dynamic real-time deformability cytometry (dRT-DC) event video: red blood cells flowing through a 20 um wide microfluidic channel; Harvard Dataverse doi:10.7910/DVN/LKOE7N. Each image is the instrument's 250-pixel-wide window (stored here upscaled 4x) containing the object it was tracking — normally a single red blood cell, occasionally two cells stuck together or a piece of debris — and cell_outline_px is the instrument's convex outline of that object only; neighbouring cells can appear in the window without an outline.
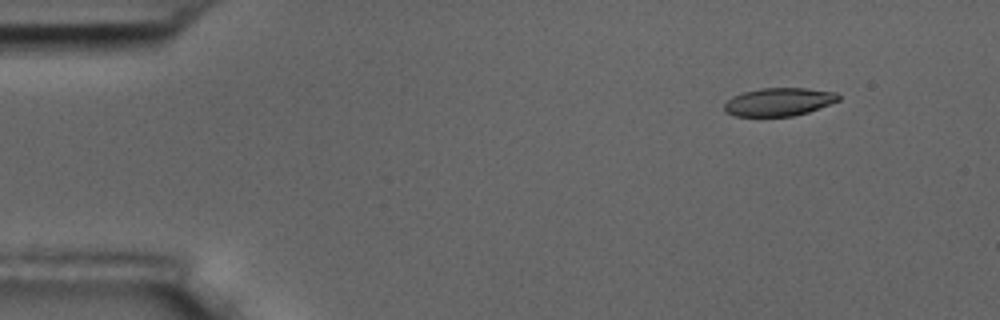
{"species": "common noctule bat (a hibernating species)", "species_latin": "Nyctalus noctula", "temperature_condition": "room temperature", "stored_images_in_passage": 4, "camera_frame_rate_fps": 3000, "um_per_image_px": 0.085, "animal": {"sex": "male", "body_mass_g": 17.5, "forearm_length_mm": 52.3}, "frame": {"image": 1, "passage_image": 2, "time_ms": 1.333, "image_size_px": [1000, 320], "cell_outline_px": [[840, 100], [808, 112], [792, 116], [736, 116], [728, 112], [724, 108], [724, 104], [732, 96], [744, 92], [760, 88], [808, 88], [836, 92], [840, 96]], "centroid_in_image_um": [66.23, 8.65], "position_along_channel_um": 18.8, "area_um2": 18.61}}
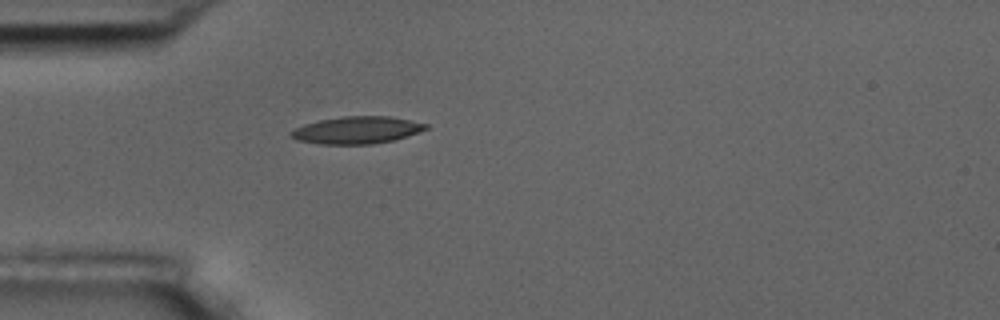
{"frame": {"image": 2, "passage_image": 4, "time_ms": 4.667, "image_size_px": [1000, 320], "cell_outline_px": [[428, 128], [392, 140], [372, 144], [320, 144], [296, 140], [288, 136], [288, 132], [304, 124], [320, 120], [344, 116], [388, 116], [428, 124]], "centroid_in_image_um": [30.24, 11.06], "position_along_channel_um": 54.8, "area_um2": 21.15}}